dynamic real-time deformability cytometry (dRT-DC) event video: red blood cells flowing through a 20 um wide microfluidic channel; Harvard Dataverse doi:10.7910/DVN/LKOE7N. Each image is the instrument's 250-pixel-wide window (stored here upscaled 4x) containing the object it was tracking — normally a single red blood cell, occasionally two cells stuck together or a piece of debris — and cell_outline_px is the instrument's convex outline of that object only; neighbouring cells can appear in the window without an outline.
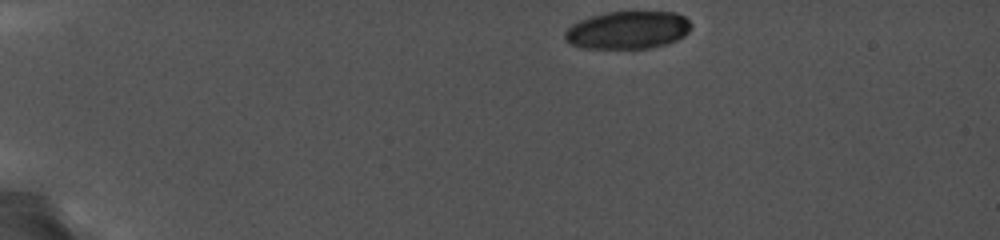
{"species": "common noctule bat (a hibernating species)", "species_latin": "Nyctalus noctula", "temperature_condition": "cold", "stored_images_in_passage": 7, "camera_frame_rate_fps": 5000, "um_per_image_px": 0.085, "animal": {"sex": "female", "body_mass_g": 19.0, "forearm_length_mm": 56.7}, "frame": {"image": 1, "passage_image": 1, "time_ms": 0.0, "image_size_px": [1000, 240], "cell_outline_px": [[692, 28], [684, 36], [668, 44], [648, 48], [580, 48], [568, 44], [564, 40], [564, 32], [572, 24], [580, 20], [592, 16], [608, 12], [676, 12], [684, 16], [692, 24]], "centroid_in_image_um": [53.35, 2.56], "position_along_channel_um": 31.6, "area_um2": 27.98}}